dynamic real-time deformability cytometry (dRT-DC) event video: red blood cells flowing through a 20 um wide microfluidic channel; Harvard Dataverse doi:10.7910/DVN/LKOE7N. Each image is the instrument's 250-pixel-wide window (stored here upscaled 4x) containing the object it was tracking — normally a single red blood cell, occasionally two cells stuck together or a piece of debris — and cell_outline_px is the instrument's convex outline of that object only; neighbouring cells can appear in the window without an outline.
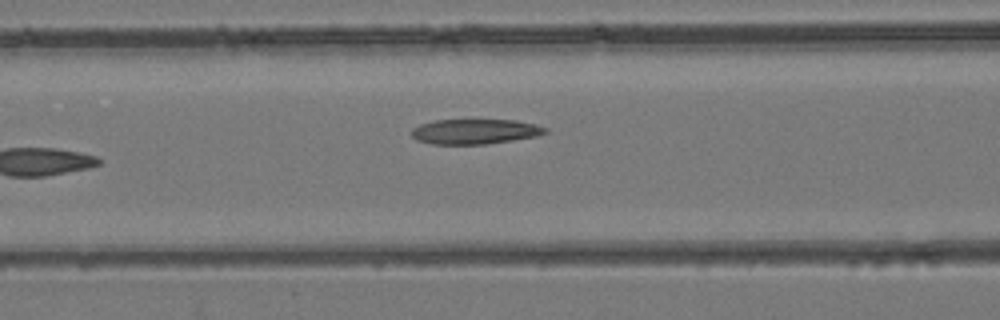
{"species": "common noctule bat (a hibernating species)", "species_latin": "Nyctalus noctula", "temperature_condition": "room temperature", "stored_images_in_passage": 5, "camera_frame_rate_fps": 3000, "um_per_image_px": 0.085, "animal": {"sex": "female", "body_mass_g": 24.6, "forearm_length_mm": 56.2}, "frame": {"image": 1, "passage_image": 5, "time_ms": 5.667, "image_size_px": [1000, 320], "cell_outline_px": [[548, 132], [536, 136], [512, 140], [484, 144], [432, 144], [416, 140], [412, 136], [412, 128], [420, 124], [436, 120], [516, 120], [536, 124], [548, 128]], "centroid_in_image_um": [40.38, 11.17], "position_along_channel_um": 126.2, "area_um2": 19.48}}